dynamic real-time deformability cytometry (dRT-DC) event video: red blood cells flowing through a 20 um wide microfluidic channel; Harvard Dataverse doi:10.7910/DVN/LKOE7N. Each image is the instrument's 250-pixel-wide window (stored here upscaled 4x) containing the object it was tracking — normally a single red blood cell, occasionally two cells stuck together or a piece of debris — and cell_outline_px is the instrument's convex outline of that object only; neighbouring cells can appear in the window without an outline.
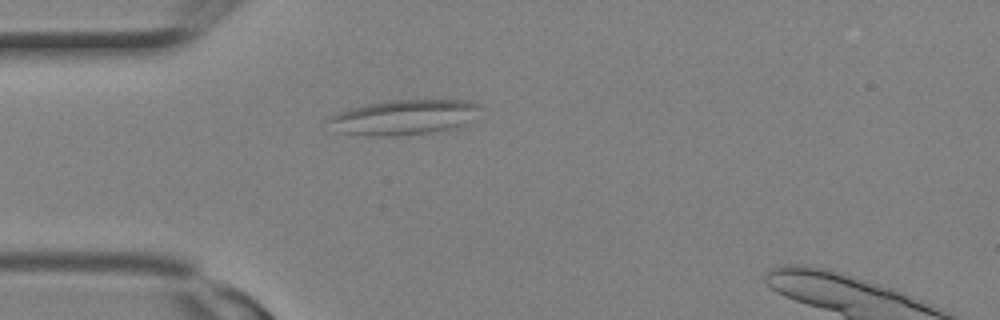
{"species": "Egyptian fruit bat (a non-hibernating species)", "species_latin": "Rousettus aegyptiacus", "temperature_condition": "room temperature", "stored_images_in_passage": 3, "camera_frame_rate_fps": 3000, "um_per_image_px": 0.085, "animal": {"sex": "female"}, "frame": {"image": 1, "passage_image": 3, "time_ms": 0.667, "image_size_px": [1000, 320], "cell_outline_px": [[480, 108], [460, 128], [436, 132], [396, 136], [364, 136], [336, 132], [324, 120], [340, 112], [352, 108], [368, 104], [388, 100], [468, 100], [480, 104]], "centroid_in_image_um": [34.3, 9.99], "position_along_channel_um": 50.7, "area_um2": 31.21}}